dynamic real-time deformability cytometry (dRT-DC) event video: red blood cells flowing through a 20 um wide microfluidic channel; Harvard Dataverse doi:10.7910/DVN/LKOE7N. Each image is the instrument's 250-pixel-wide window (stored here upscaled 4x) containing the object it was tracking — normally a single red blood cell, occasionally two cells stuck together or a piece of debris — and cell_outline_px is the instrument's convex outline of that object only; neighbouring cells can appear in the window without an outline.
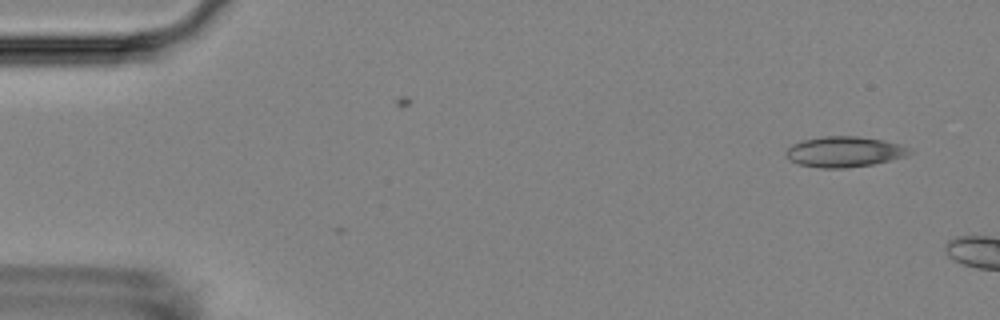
{"species": "Egyptian fruit bat (a non-hibernating species)", "species_latin": "Rousettus aegyptiacus", "temperature_condition": "room temperature", "stored_images_in_passage": 5, "camera_frame_rate_fps": 3000, "um_per_image_px": 0.085, "animal": {"sex": "female"}, "frame": {"image": 1, "passage_image": 5, "time_ms": 1.333, "image_size_px": [1000, 320], "cell_outline_px": [[912, 152], [908, 156], [872, 164], [848, 168], [820, 168], [800, 164], [784, 156], [784, 152], [792, 144], [804, 140], [824, 136], [856, 136], [880, 140], [900, 144], [908, 148]], "centroid_in_image_um": [71.75, 12.9], "position_along_channel_um": 13.2, "area_um2": 21.85}}